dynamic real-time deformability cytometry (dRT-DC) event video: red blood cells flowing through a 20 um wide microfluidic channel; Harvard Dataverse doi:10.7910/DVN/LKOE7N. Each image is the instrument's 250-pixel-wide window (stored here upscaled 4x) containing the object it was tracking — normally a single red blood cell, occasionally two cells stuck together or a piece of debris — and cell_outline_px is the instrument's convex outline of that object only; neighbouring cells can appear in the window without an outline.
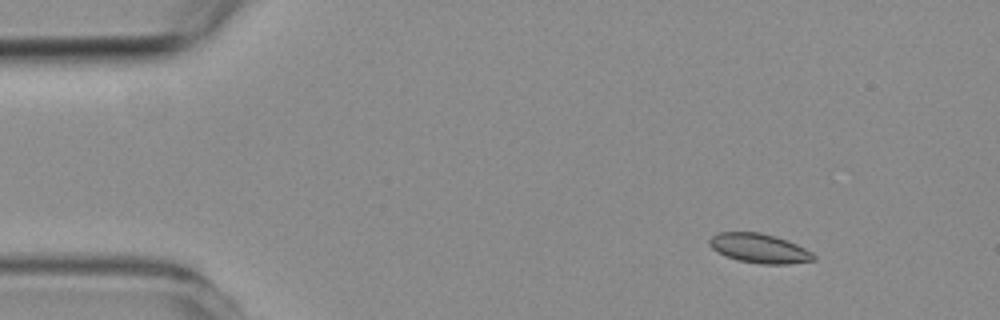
{"species": "common noctule bat (a hibernating species)", "species_latin": "Nyctalus noctula", "temperature_condition": "room temperature", "stored_images_in_passage": 5, "camera_frame_rate_fps": 3000, "um_per_image_px": 0.085, "animal": {"sex": "female", "body_mass_g": 19.3, "forearm_length_mm": 54.1}, "frame": {"image": 1, "passage_image": 1, "time_ms": 0.0, "image_size_px": [1000, 320], "cell_outline_px": [[816, 260], [788, 264], [760, 264], [736, 260], [712, 248], [708, 244], [708, 240], [712, 236], [720, 232], [760, 232], [776, 236], [788, 240], [812, 252], [816, 256]], "centroid_in_image_um": [64.57, 21.11], "position_along_channel_um": 20.4, "area_um2": 17.86}}
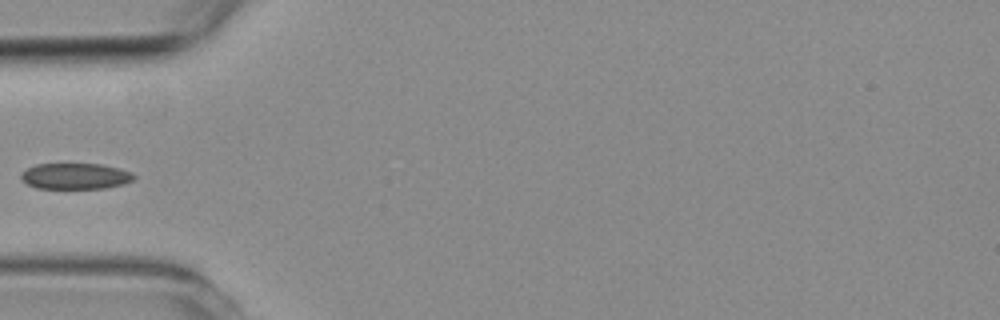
{"frame": {"image": 2, "passage_image": 4, "time_ms": 3.667, "image_size_px": [1000, 320], "cell_outline_px": [[136, 180], [124, 184], [104, 188], [36, 188], [28, 184], [20, 176], [28, 168], [36, 164], [100, 164], [120, 168], [132, 172], [136, 176]], "centroid_in_image_um": [6.49, 14.97], "position_along_channel_um": 78.5, "area_um2": 17.05}}
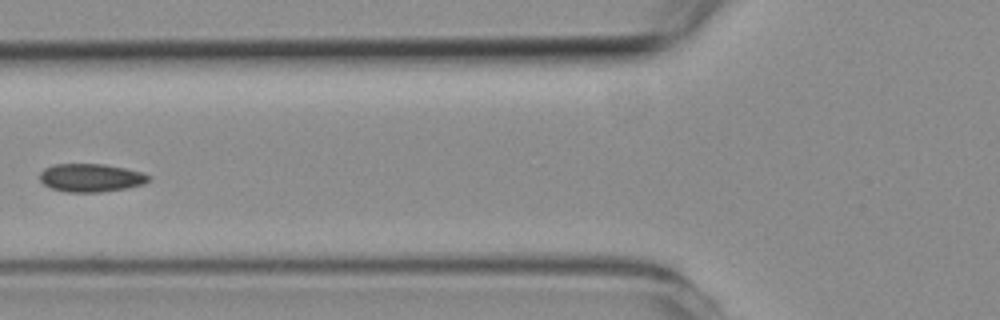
{"frame": {"image": 3, "passage_image": 5, "time_ms": 4.667, "image_size_px": [1000, 320], "cell_outline_px": [[152, 180], [144, 184], [128, 188], [100, 192], [68, 192], [52, 188], [44, 184], [40, 180], [40, 172], [44, 168], [52, 164], [104, 164], [124, 168], [140, 172], [152, 176]], "centroid_in_image_um": [7.75, 15.11], "position_along_channel_um": 118.0, "area_um2": 17.98}}